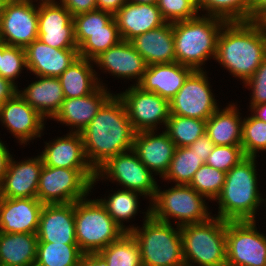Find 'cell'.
I'll return each instance as SVG.
<instances>
[{"label": "cell", "mask_w": 266, "mask_h": 266, "mask_svg": "<svg viewBox=\"0 0 266 266\" xmlns=\"http://www.w3.org/2000/svg\"><path fill=\"white\" fill-rule=\"evenodd\" d=\"M45 144L47 146L45 145L40 155L43 165L68 169H93L86 159L81 133L73 131L67 136Z\"/></svg>", "instance_id": "cell-26"}, {"label": "cell", "mask_w": 266, "mask_h": 266, "mask_svg": "<svg viewBox=\"0 0 266 266\" xmlns=\"http://www.w3.org/2000/svg\"><path fill=\"white\" fill-rule=\"evenodd\" d=\"M27 69L37 77H59L78 57V49H57L34 40L25 48Z\"/></svg>", "instance_id": "cell-20"}, {"label": "cell", "mask_w": 266, "mask_h": 266, "mask_svg": "<svg viewBox=\"0 0 266 266\" xmlns=\"http://www.w3.org/2000/svg\"><path fill=\"white\" fill-rule=\"evenodd\" d=\"M153 131L135 133L132 150L140 161L151 171L163 178L169 169L176 145L166 131L154 135Z\"/></svg>", "instance_id": "cell-21"}, {"label": "cell", "mask_w": 266, "mask_h": 266, "mask_svg": "<svg viewBox=\"0 0 266 266\" xmlns=\"http://www.w3.org/2000/svg\"><path fill=\"white\" fill-rule=\"evenodd\" d=\"M194 152L202 157L203 161L206 162L208 156L212 152L215 147V144L209 138V136L205 133L203 136L199 137L193 144L189 146Z\"/></svg>", "instance_id": "cell-47"}, {"label": "cell", "mask_w": 266, "mask_h": 266, "mask_svg": "<svg viewBox=\"0 0 266 266\" xmlns=\"http://www.w3.org/2000/svg\"><path fill=\"white\" fill-rule=\"evenodd\" d=\"M207 78L203 70H194L177 94L169 101L170 115L207 121L218 109Z\"/></svg>", "instance_id": "cell-12"}, {"label": "cell", "mask_w": 266, "mask_h": 266, "mask_svg": "<svg viewBox=\"0 0 266 266\" xmlns=\"http://www.w3.org/2000/svg\"><path fill=\"white\" fill-rule=\"evenodd\" d=\"M225 176V172L205 163L196 171L189 185L205 198L216 200L223 189Z\"/></svg>", "instance_id": "cell-39"}, {"label": "cell", "mask_w": 266, "mask_h": 266, "mask_svg": "<svg viewBox=\"0 0 266 266\" xmlns=\"http://www.w3.org/2000/svg\"><path fill=\"white\" fill-rule=\"evenodd\" d=\"M40 80L31 83L20 96L41 116L53 118L64 101V93L58 77L39 76Z\"/></svg>", "instance_id": "cell-28"}, {"label": "cell", "mask_w": 266, "mask_h": 266, "mask_svg": "<svg viewBox=\"0 0 266 266\" xmlns=\"http://www.w3.org/2000/svg\"><path fill=\"white\" fill-rule=\"evenodd\" d=\"M137 196V191L125 189L111 194L108 200L99 199L108 214L126 233H128V227L126 228L122 221L129 220L137 213L139 204Z\"/></svg>", "instance_id": "cell-38"}, {"label": "cell", "mask_w": 266, "mask_h": 266, "mask_svg": "<svg viewBox=\"0 0 266 266\" xmlns=\"http://www.w3.org/2000/svg\"><path fill=\"white\" fill-rule=\"evenodd\" d=\"M0 119L25 144L33 137H41L45 118L17 93L0 106Z\"/></svg>", "instance_id": "cell-18"}, {"label": "cell", "mask_w": 266, "mask_h": 266, "mask_svg": "<svg viewBox=\"0 0 266 266\" xmlns=\"http://www.w3.org/2000/svg\"><path fill=\"white\" fill-rule=\"evenodd\" d=\"M79 266H106L104 260L97 254H82Z\"/></svg>", "instance_id": "cell-52"}, {"label": "cell", "mask_w": 266, "mask_h": 266, "mask_svg": "<svg viewBox=\"0 0 266 266\" xmlns=\"http://www.w3.org/2000/svg\"><path fill=\"white\" fill-rule=\"evenodd\" d=\"M157 6L168 23L196 17L198 10L188 0H158Z\"/></svg>", "instance_id": "cell-43"}, {"label": "cell", "mask_w": 266, "mask_h": 266, "mask_svg": "<svg viewBox=\"0 0 266 266\" xmlns=\"http://www.w3.org/2000/svg\"><path fill=\"white\" fill-rule=\"evenodd\" d=\"M132 46L144 58L147 66L176 62L173 23L147 31L130 40Z\"/></svg>", "instance_id": "cell-27"}, {"label": "cell", "mask_w": 266, "mask_h": 266, "mask_svg": "<svg viewBox=\"0 0 266 266\" xmlns=\"http://www.w3.org/2000/svg\"><path fill=\"white\" fill-rule=\"evenodd\" d=\"M38 39V8L32 0H9L0 16V41L25 48Z\"/></svg>", "instance_id": "cell-14"}, {"label": "cell", "mask_w": 266, "mask_h": 266, "mask_svg": "<svg viewBox=\"0 0 266 266\" xmlns=\"http://www.w3.org/2000/svg\"><path fill=\"white\" fill-rule=\"evenodd\" d=\"M43 206L37 198L0 197V232L36 234Z\"/></svg>", "instance_id": "cell-17"}, {"label": "cell", "mask_w": 266, "mask_h": 266, "mask_svg": "<svg viewBox=\"0 0 266 266\" xmlns=\"http://www.w3.org/2000/svg\"><path fill=\"white\" fill-rule=\"evenodd\" d=\"M193 71L178 62L149 65L138 86L170 101Z\"/></svg>", "instance_id": "cell-24"}, {"label": "cell", "mask_w": 266, "mask_h": 266, "mask_svg": "<svg viewBox=\"0 0 266 266\" xmlns=\"http://www.w3.org/2000/svg\"><path fill=\"white\" fill-rule=\"evenodd\" d=\"M256 157L246 156L225 176L218 216L226 221L255 220V212L264 199L260 197L255 169Z\"/></svg>", "instance_id": "cell-3"}, {"label": "cell", "mask_w": 266, "mask_h": 266, "mask_svg": "<svg viewBox=\"0 0 266 266\" xmlns=\"http://www.w3.org/2000/svg\"><path fill=\"white\" fill-rule=\"evenodd\" d=\"M128 2L134 3V4H157L158 0H127Z\"/></svg>", "instance_id": "cell-54"}, {"label": "cell", "mask_w": 266, "mask_h": 266, "mask_svg": "<svg viewBox=\"0 0 266 266\" xmlns=\"http://www.w3.org/2000/svg\"><path fill=\"white\" fill-rule=\"evenodd\" d=\"M79 57L94 60L102 52L118 44L122 38L113 17L107 24L106 30L75 31Z\"/></svg>", "instance_id": "cell-32"}, {"label": "cell", "mask_w": 266, "mask_h": 266, "mask_svg": "<svg viewBox=\"0 0 266 266\" xmlns=\"http://www.w3.org/2000/svg\"><path fill=\"white\" fill-rule=\"evenodd\" d=\"M0 62H1V41H0Z\"/></svg>", "instance_id": "cell-57"}, {"label": "cell", "mask_w": 266, "mask_h": 266, "mask_svg": "<svg viewBox=\"0 0 266 266\" xmlns=\"http://www.w3.org/2000/svg\"><path fill=\"white\" fill-rule=\"evenodd\" d=\"M203 195L190 185L175 184L166 191L157 189L150 214L157 220L170 223V216L180 220L178 226L202 223L211 218Z\"/></svg>", "instance_id": "cell-9"}, {"label": "cell", "mask_w": 266, "mask_h": 266, "mask_svg": "<svg viewBox=\"0 0 266 266\" xmlns=\"http://www.w3.org/2000/svg\"><path fill=\"white\" fill-rule=\"evenodd\" d=\"M114 17L110 12L94 10L73 17L75 31L106 30V24Z\"/></svg>", "instance_id": "cell-44"}, {"label": "cell", "mask_w": 266, "mask_h": 266, "mask_svg": "<svg viewBox=\"0 0 266 266\" xmlns=\"http://www.w3.org/2000/svg\"><path fill=\"white\" fill-rule=\"evenodd\" d=\"M92 60L78 57L58 78L64 97L76 98L93 93L100 85L95 71L92 69Z\"/></svg>", "instance_id": "cell-31"}, {"label": "cell", "mask_w": 266, "mask_h": 266, "mask_svg": "<svg viewBox=\"0 0 266 266\" xmlns=\"http://www.w3.org/2000/svg\"><path fill=\"white\" fill-rule=\"evenodd\" d=\"M245 157L242 146L215 145L205 163L215 169L227 173Z\"/></svg>", "instance_id": "cell-42"}, {"label": "cell", "mask_w": 266, "mask_h": 266, "mask_svg": "<svg viewBox=\"0 0 266 266\" xmlns=\"http://www.w3.org/2000/svg\"><path fill=\"white\" fill-rule=\"evenodd\" d=\"M165 131L176 147H188L206 133V120L169 115Z\"/></svg>", "instance_id": "cell-35"}, {"label": "cell", "mask_w": 266, "mask_h": 266, "mask_svg": "<svg viewBox=\"0 0 266 266\" xmlns=\"http://www.w3.org/2000/svg\"><path fill=\"white\" fill-rule=\"evenodd\" d=\"M78 244L38 243L35 266H79Z\"/></svg>", "instance_id": "cell-34"}, {"label": "cell", "mask_w": 266, "mask_h": 266, "mask_svg": "<svg viewBox=\"0 0 266 266\" xmlns=\"http://www.w3.org/2000/svg\"><path fill=\"white\" fill-rule=\"evenodd\" d=\"M205 164L194 150L188 147H176L174 156L164 179L177 182L176 184L189 185L196 171Z\"/></svg>", "instance_id": "cell-36"}, {"label": "cell", "mask_w": 266, "mask_h": 266, "mask_svg": "<svg viewBox=\"0 0 266 266\" xmlns=\"http://www.w3.org/2000/svg\"><path fill=\"white\" fill-rule=\"evenodd\" d=\"M118 96L124 102L136 133L153 131L159 122H163L166 126L170 115V105L167 99L154 92L144 91L138 85H132Z\"/></svg>", "instance_id": "cell-13"}, {"label": "cell", "mask_w": 266, "mask_h": 266, "mask_svg": "<svg viewBox=\"0 0 266 266\" xmlns=\"http://www.w3.org/2000/svg\"><path fill=\"white\" fill-rule=\"evenodd\" d=\"M226 21L208 16L173 23L176 62L202 70L203 62L216 57L217 40Z\"/></svg>", "instance_id": "cell-4"}, {"label": "cell", "mask_w": 266, "mask_h": 266, "mask_svg": "<svg viewBox=\"0 0 266 266\" xmlns=\"http://www.w3.org/2000/svg\"><path fill=\"white\" fill-rule=\"evenodd\" d=\"M111 96L112 94L100 85L89 95L65 98L59 111L52 119H56L67 126L76 127L75 132L80 133Z\"/></svg>", "instance_id": "cell-25"}, {"label": "cell", "mask_w": 266, "mask_h": 266, "mask_svg": "<svg viewBox=\"0 0 266 266\" xmlns=\"http://www.w3.org/2000/svg\"><path fill=\"white\" fill-rule=\"evenodd\" d=\"M266 58V34L257 22H226L217 40V60L245 83Z\"/></svg>", "instance_id": "cell-2"}, {"label": "cell", "mask_w": 266, "mask_h": 266, "mask_svg": "<svg viewBox=\"0 0 266 266\" xmlns=\"http://www.w3.org/2000/svg\"><path fill=\"white\" fill-rule=\"evenodd\" d=\"M11 155L2 141H0V185L6 174Z\"/></svg>", "instance_id": "cell-51"}, {"label": "cell", "mask_w": 266, "mask_h": 266, "mask_svg": "<svg viewBox=\"0 0 266 266\" xmlns=\"http://www.w3.org/2000/svg\"><path fill=\"white\" fill-rule=\"evenodd\" d=\"M80 133L87 161L96 171L109 158L132 150L136 132L117 94L102 105Z\"/></svg>", "instance_id": "cell-1"}, {"label": "cell", "mask_w": 266, "mask_h": 266, "mask_svg": "<svg viewBox=\"0 0 266 266\" xmlns=\"http://www.w3.org/2000/svg\"><path fill=\"white\" fill-rule=\"evenodd\" d=\"M226 247V265L266 266V236L255 220L227 221Z\"/></svg>", "instance_id": "cell-10"}, {"label": "cell", "mask_w": 266, "mask_h": 266, "mask_svg": "<svg viewBox=\"0 0 266 266\" xmlns=\"http://www.w3.org/2000/svg\"><path fill=\"white\" fill-rule=\"evenodd\" d=\"M97 254L106 266H142L140 247L131 233H125Z\"/></svg>", "instance_id": "cell-33"}, {"label": "cell", "mask_w": 266, "mask_h": 266, "mask_svg": "<svg viewBox=\"0 0 266 266\" xmlns=\"http://www.w3.org/2000/svg\"><path fill=\"white\" fill-rule=\"evenodd\" d=\"M114 18L124 41H130L166 23L157 4H134L128 1L114 14Z\"/></svg>", "instance_id": "cell-22"}, {"label": "cell", "mask_w": 266, "mask_h": 266, "mask_svg": "<svg viewBox=\"0 0 266 266\" xmlns=\"http://www.w3.org/2000/svg\"><path fill=\"white\" fill-rule=\"evenodd\" d=\"M9 0H0V16L2 12L5 10L6 4Z\"/></svg>", "instance_id": "cell-55"}, {"label": "cell", "mask_w": 266, "mask_h": 266, "mask_svg": "<svg viewBox=\"0 0 266 266\" xmlns=\"http://www.w3.org/2000/svg\"><path fill=\"white\" fill-rule=\"evenodd\" d=\"M23 67L27 68L24 48L9 46L1 41L0 76L16 84L14 79L19 76Z\"/></svg>", "instance_id": "cell-41"}, {"label": "cell", "mask_w": 266, "mask_h": 266, "mask_svg": "<svg viewBox=\"0 0 266 266\" xmlns=\"http://www.w3.org/2000/svg\"><path fill=\"white\" fill-rule=\"evenodd\" d=\"M74 217L76 241L83 254L99 253L126 233L98 199L76 201Z\"/></svg>", "instance_id": "cell-7"}, {"label": "cell", "mask_w": 266, "mask_h": 266, "mask_svg": "<svg viewBox=\"0 0 266 266\" xmlns=\"http://www.w3.org/2000/svg\"><path fill=\"white\" fill-rule=\"evenodd\" d=\"M251 0H199V9L209 13L207 16L220 18L226 22L249 21Z\"/></svg>", "instance_id": "cell-37"}, {"label": "cell", "mask_w": 266, "mask_h": 266, "mask_svg": "<svg viewBox=\"0 0 266 266\" xmlns=\"http://www.w3.org/2000/svg\"><path fill=\"white\" fill-rule=\"evenodd\" d=\"M145 218L142 229L128 228L139 244L142 266H185L180 226L175 230L171 223L155 219L150 209Z\"/></svg>", "instance_id": "cell-5"}, {"label": "cell", "mask_w": 266, "mask_h": 266, "mask_svg": "<svg viewBox=\"0 0 266 266\" xmlns=\"http://www.w3.org/2000/svg\"><path fill=\"white\" fill-rule=\"evenodd\" d=\"M96 177L94 169H68L43 165L37 199L42 204L75 203L86 198Z\"/></svg>", "instance_id": "cell-8"}, {"label": "cell", "mask_w": 266, "mask_h": 266, "mask_svg": "<svg viewBox=\"0 0 266 266\" xmlns=\"http://www.w3.org/2000/svg\"><path fill=\"white\" fill-rule=\"evenodd\" d=\"M226 225V220L211 217L180 226L185 266H226Z\"/></svg>", "instance_id": "cell-6"}, {"label": "cell", "mask_w": 266, "mask_h": 266, "mask_svg": "<svg viewBox=\"0 0 266 266\" xmlns=\"http://www.w3.org/2000/svg\"><path fill=\"white\" fill-rule=\"evenodd\" d=\"M245 85L253 88L251 89L253 92L250 107L266 103V58L252 77L245 82Z\"/></svg>", "instance_id": "cell-45"}, {"label": "cell", "mask_w": 266, "mask_h": 266, "mask_svg": "<svg viewBox=\"0 0 266 266\" xmlns=\"http://www.w3.org/2000/svg\"><path fill=\"white\" fill-rule=\"evenodd\" d=\"M241 146L245 156L256 157V153L266 151V122L251 115L243 119Z\"/></svg>", "instance_id": "cell-40"}, {"label": "cell", "mask_w": 266, "mask_h": 266, "mask_svg": "<svg viewBox=\"0 0 266 266\" xmlns=\"http://www.w3.org/2000/svg\"><path fill=\"white\" fill-rule=\"evenodd\" d=\"M97 10L110 12L113 15L127 2V0H96Z\"/></svg>", "instance_id": "cell-50"}, {"label": "cell", "mask_w": 266, "mask_h": 266, "mask_svg": "<svg viewBox=\"0 0 266 266\" xmlns=\"http://www.w3.org/2000/svg\"><path fill=\"white\" fill-rule=\"evenodd\" d=\"M36 234L38 243L77 244L74 203L44 204Z\"/></svg>", "instance_id": "cell-16"}, {"label": "cell", "mask_w": 266, "mask_h": 266, "mask_svg": "<svg viewBox=\"0 0 266 266\" xmlns=\"http://www.w3.org/2000/svg\"><path fill=\"white\" fill-rule=\"evenodd\" d=\"M43 168L41 156L22 162L11 157L3 182L0 197L37 198L39 178Z\"/></svg>", "instance_id": "cell-19"}, {"label": "cell", "mask_w": 266, "mask_h": 266, "mask_svg": "<svg viewBox=\"0 0 266 266\" xmlns=\"http://www.w3.org/2000/svg\"><path fill=\"white\" fill-rule=\"evenodd\" d=\"M38 39L57 49H78L72 14L55 0H40ZM56 2V3H55Z\"/></svg>", "instance_id": "cell-15"}, {"label": "cell", "mask_w": 266, "mask_h": 266, "mask_svg": "<svg viewBox=\"0 0 266 266\" xmlns=\"http://www.w3.org/2000/svg\"><path fill=\"white\" fill-rule=\"evenodd\" d=\"M128 152L130 153L128 154ZM152 174V171L140 161L136 153L130 150L109 158L100 166L96 170V177L92 181V185L100 179L99 177L107 175L108 178L123 185L125 189L137 191L141 196H149L153 200L158 186Z\"/></svg>", "instance_id": "cell-11"}, {"label": "cell", "mask_w": 266, "mask_h": 266, "mask_svg": "<svg viewBox=\"0 0 266 266\" xmlns=\"http://www.w3.org/2000/svg\"><path fill=\"white\" fill-rule=\"evenodd\" d=\"M37 234L0 232V266H35Z\"/></svg>", "instance_id": "cell-29"}, {"label": "cell", "mask_w": 266, "mask_h": 266, "mask_svg": "<svg viewBox=\"0 0 266 266\" xmlns=\"http://www.w3.org/2000/svg\"><path fill=\"white\" fill-rule=\"evenodd\" d=\"M93 62L117 77L128 79L137 77L135 85L141 82L147 68L144 58L131 42L124 40L102 52Z\"/></svg>", "instance_id": "cell-23"}, {"label": "cell", "mask_w": 266, "mask_h": 266, "mask_svg": "<svg viewBox=\"0 0 266 266\" xmlns=\"http://www.w3.org/2000/svg\"><path fill=\"white\" fill-rule=\"evenodd\" d=\"M197 10L199 6V0H188Z\"/></svg>", "instance_id": "cell-56"}, {"label": "cell", "mask_w": 266, "mask_h": 266, "mask_svg": "<svg viewBox=\"0 0 266 266\" xmlns=\"http://www.w3.org/2000/svg\"><path fill=\"white\" fill-rule=\"evenodd\" d=\"M60 3L75 15L97 10L96 0H61Z\"/></svg>", "instance_id": "cell-46"}, {"label": "cell", "mask_w": 266, "mask_h": 266, "mask_svg": "<svg viewBox=\"0 0 266 266\" xmlns=\"http://www.w3.org/2000/svg\"><path fill=\"white\" fill-rule=\"evenodd\" d=\"M254 111L253 116L257 119L266 122V103L258 104L251 107Z\"/></svg>", "instance_id": "cell-53"}, {"label": "cell", "mask_w": 266, "mask_h": 266, "mask_svg": "<svg viewBox=\"0 0 266 266\" xmlns=\"http://www.w3.org/2000/svg\"><path fill=\"white\" fill-rule=\"evenodd\" d=\"M17 86L11 81L0 76V105L13 98L18 93Z\"/></svg>", "instance_id": "cell-48"}, {"label": "cell", "mask_w": 266, "mask_h": 266, "mask_svg": "<svg viewBox=\"0 0 266 266\" xmlns=\"http://www.w3.org/2000/svg\"><path fill=\"white\" fill-rule=\"evenodd\" d=\"M266 13V0H251L249 22H257Z\"/></svg>", "instance_id": "cell-49"}, {"label": "cell", "mask_w": 266, "mask_h": 266, "mask_svg": "<svg viewBox=\"0 0 266 266\" xmlns=\"http://www.w3.org/2000/svg\"><path fill=\"white\" fill-rule=\"evenodd\" d=\"M237 107L219 108L206 121V134L215 145L241 146L243 121Z\"/></svg>", "instance_id": "cell-30"}]
</instances>
